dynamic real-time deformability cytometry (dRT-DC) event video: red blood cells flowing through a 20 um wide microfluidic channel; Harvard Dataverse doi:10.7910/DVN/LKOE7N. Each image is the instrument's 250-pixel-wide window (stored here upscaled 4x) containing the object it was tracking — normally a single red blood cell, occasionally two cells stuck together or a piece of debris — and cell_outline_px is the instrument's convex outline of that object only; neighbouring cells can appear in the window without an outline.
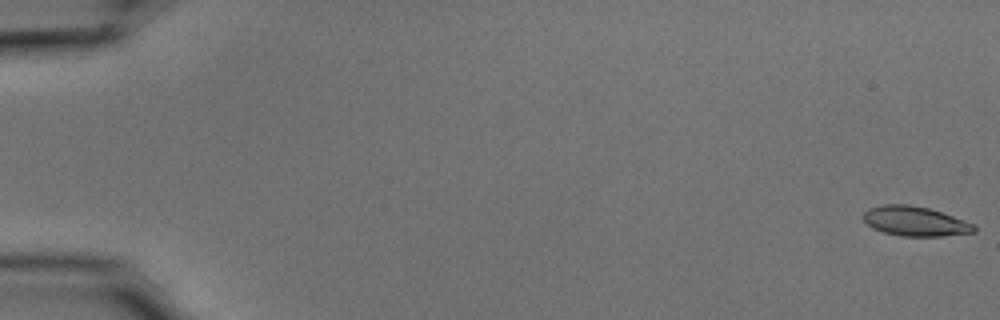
{"species": "common noctule bat (a hibernating species)", "species_latin": "Nyctalus noctula", "temperature_condition": "cold", "stored_images_in_passage": 55, "camera_frame_rate_fps": 3000, "um_per_image_px": 0.085, "animal": {"sex": "male", "body_mass_g": 15.6}, "frame": {"image": 1, "passage_image": 1, "time_ms": 0.0, "image_size_px": [1000, 320], "cell_outline_px": [[976, 232], [940, 236], [900, 236], [884, 232], [872, 228], [864, 220], [864, 212], [868, 208], [884, 204], [908, 204], [928, 208], [976, 224]], "centroid_in_image_um": [77.79, 18.8], "position_along_channel_um": 7.2, "area_um2": 19.07}}
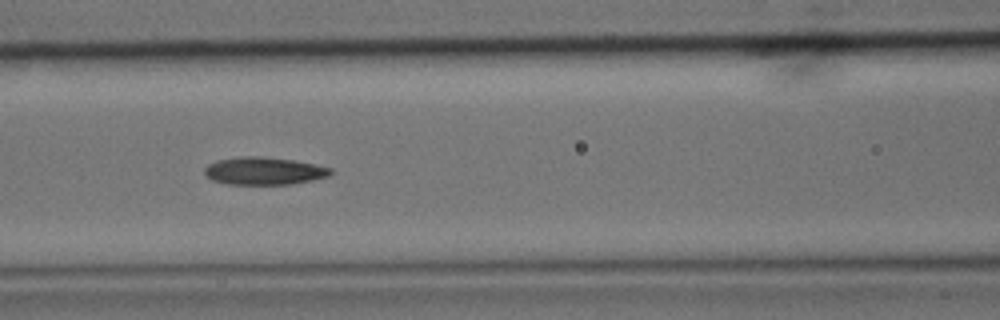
{"frame": {"image": 2, "passage_image": 25, "time_ms": 8.0, "image_size_px": [1000, 320], "cell_outline_px": [[332, 172], [328, 176], [312, 180], [292, 184], [228, 184], [212, 180], [204, 176], [204, 168], [208, 164], [216, 160], [240, 156], [264, 156], [292, 160], [316, 164], [332, 168]], "centroid_in_image_um": [22.41, 14.52], "position_along_channel_um": 144.2, "area_um2": 20.46}}
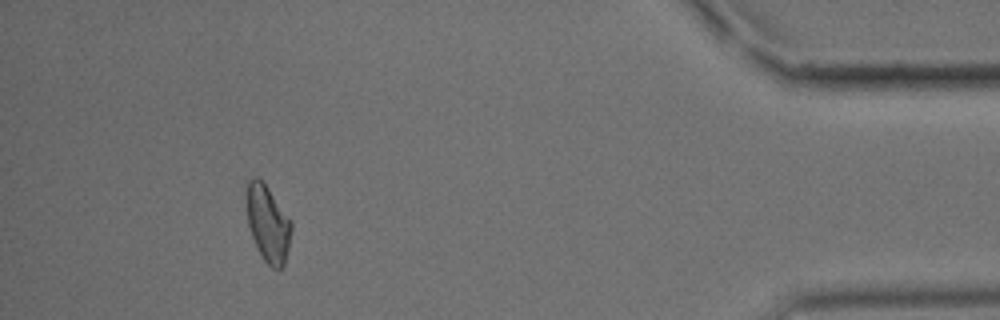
{"frame": {"image": 3, "passage_image": 51, "time_ms": 16.667, "image_size_px": [1000, 320], "cell_outline_px": [[292, 228], [288, 248], [284, 264], [280, 268], [272, 268], [264, 260], [252, 236], [248, 224], [244, 196], [244, 192], [248, 180], [252, 176], [256, 176], [268, 188], [292, 220]], "centroid_in_image_um": [22.74, 18.93], "position_along_channel_um": 412.5, "area_um2": 20.17}, "authors_computed_cell_mechanics": {"area_um2": 19.8254, "velocity_mm_per_s": 3.7045, "shape_relaxation_time_tau1_ms": 5.8236, "shape_relaxation_time_tau2_ms": 6.3029, "deformation_change_tau1": 0.1601, "deformation_change_tau2": 0.1607}}